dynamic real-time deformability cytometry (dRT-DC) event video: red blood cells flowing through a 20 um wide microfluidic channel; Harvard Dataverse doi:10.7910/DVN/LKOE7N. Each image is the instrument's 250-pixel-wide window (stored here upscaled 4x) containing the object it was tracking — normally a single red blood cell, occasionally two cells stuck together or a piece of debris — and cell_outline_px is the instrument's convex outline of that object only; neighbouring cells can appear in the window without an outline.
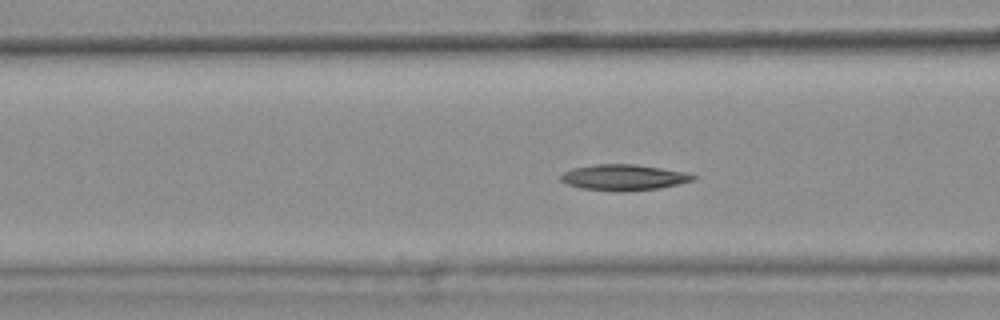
{"species": "common noctule bat (a hibernating species)", "species_latin": "Nyctalus noctula", "temperature_condition": "warm", "stored_images_in_passage": 45, "camera_frame_rate_fps": 3000, "um_per_image_px": 0.085, "animal": {"sex": "female", "body_mass_g": 25.1}, "frame": {"image": 1, "passage_image": 20, "time_ms": 6.333, "image_size_px": [1000, 320], "cell_outline_px": [[696, 180], [680, 184], [660, 188], [580, 188], [568, 184], [560, 180], [560, 176], [564, 172], [572, 168], [596, 164], [636, 164], [684, 172], [696, 176]], "centroid_in_image_um": [53.04, 15.02], "position_along_channel_um": 113.6, "area_um2": 18.84}, "authors_computed_cell_mechanics": {"area_um2": 19.7098, "velocity_mm_per_s": 3.7832, "shape_relaxation_time_tau1_ms": 5.9256, "shape_relaxation_time_tau2_ms": 8.6191, "deformation_change_tau1": 0.1512, "deformation_change_tau2": 0.1263}}